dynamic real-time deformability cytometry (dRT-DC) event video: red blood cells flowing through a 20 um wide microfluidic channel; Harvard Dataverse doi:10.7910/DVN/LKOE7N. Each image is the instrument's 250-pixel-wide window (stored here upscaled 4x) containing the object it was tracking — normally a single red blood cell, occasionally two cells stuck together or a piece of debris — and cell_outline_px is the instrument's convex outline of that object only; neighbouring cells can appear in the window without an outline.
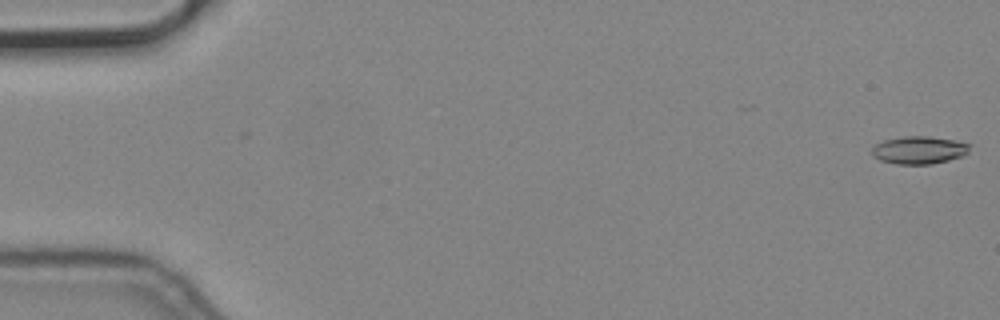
{"species": "common noctule bat (a hibernating species)", "species_latin": "Nyctalus noctula", "temperature_condition": "cold", "stored_images_in_passage": 7, "camera_frame_rate_fps": 3000, "um_per_image_px": 0.085, "animal": {"sex": "male", "body_mass_g": 19.2, "forearm_length_mm": 51.8}, "frame": {"image": 1, "passage_image": 1, "time_ms": 0.0, "image_size_px": [1000, 320], "cell_outline_px": [[972, 144], [968, 152], [964, 156], [932, 164], [896, 164], [880, 160], [872, 156], [872, 148], [876, 144], [884, 140], [904, 136], [928, 136], [952, 140]], "centroid_in_image_um": [78.13, 12.76], "position_along_channel_um": 6.9, "area_um2": 15.84}}
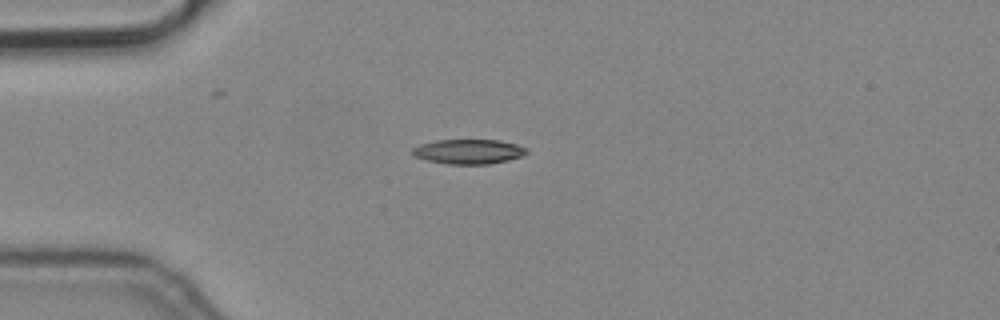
{"frame": {"image": 2, "passage_image": 5, "time_ms": 1.333, "image_size_px": [1000, 320], "cell_outline_px": [[528, 152], [524, 156], [508, 160], [488, 164], [448, 164], [428, 160], [416, 156], [412, 152], [412, 148], [420, 144], [436, 140], [500, 140], [516, 144], [528, 148]], "centroid_in_image_um": [39.88, 12.88], "position_along_channel_um": 45.1, "area_um2": 16.42}}
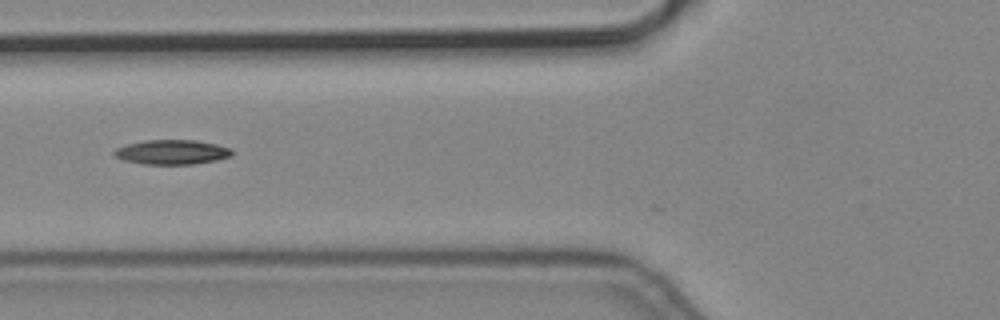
{"frame": {"image": 3, "passage_image": 7, "time_ms": 2.0, "image_size_px": [1000, 320], "cell_outline_px": [[232, 156], [216, 160], [192, 164], [144, 164], [124, 160], [116, 156], [112, 152], [116, 148], [128, 144], [144, 140], [196, 140], [216, 144], [232, 148]], "centroid_in_image_um": [14.63, 12.92], "position_along_channel_um": 111.2, "area_um2": 16.82}}